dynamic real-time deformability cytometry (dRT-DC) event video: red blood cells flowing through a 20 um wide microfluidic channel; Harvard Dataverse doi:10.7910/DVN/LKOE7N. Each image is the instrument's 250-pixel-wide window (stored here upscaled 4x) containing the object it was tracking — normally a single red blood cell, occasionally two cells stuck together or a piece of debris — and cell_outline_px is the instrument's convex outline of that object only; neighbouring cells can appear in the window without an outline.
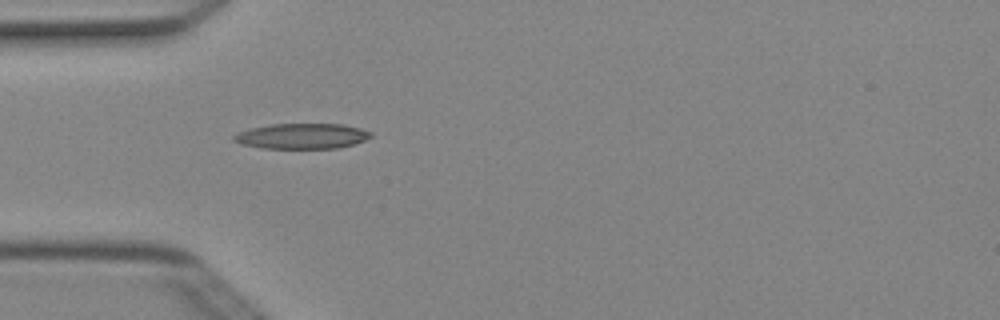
{"species": "Egyptian fruit bat (a non-hibernating species)", "species_latin": "Rousettus aegyptiacus", "temperature_condition": "cold", "stored_images_in_passage": 1, "camera_frame_rate_fps": 3000, "um_per_image_px": 0.085, "animal": {"sex": "female"}, "frame": {"image": 1, "passage_image": 1, "time_ms": 0.0, "image_size_px": [1000, 320], "cell_outline_px": [[372, 136], [364, 140], [352, 144], [336, 148], [264, 148], [240, 144], [232, 140], [232, 136], [240, 132], [252, 128], [272, 124], [340, 124], [360, 128], [372, 132]], "centroid_in_image_um": [25.65, 11.57], "position_along_channel_um": 59.3, "area_um2": 20.06}}